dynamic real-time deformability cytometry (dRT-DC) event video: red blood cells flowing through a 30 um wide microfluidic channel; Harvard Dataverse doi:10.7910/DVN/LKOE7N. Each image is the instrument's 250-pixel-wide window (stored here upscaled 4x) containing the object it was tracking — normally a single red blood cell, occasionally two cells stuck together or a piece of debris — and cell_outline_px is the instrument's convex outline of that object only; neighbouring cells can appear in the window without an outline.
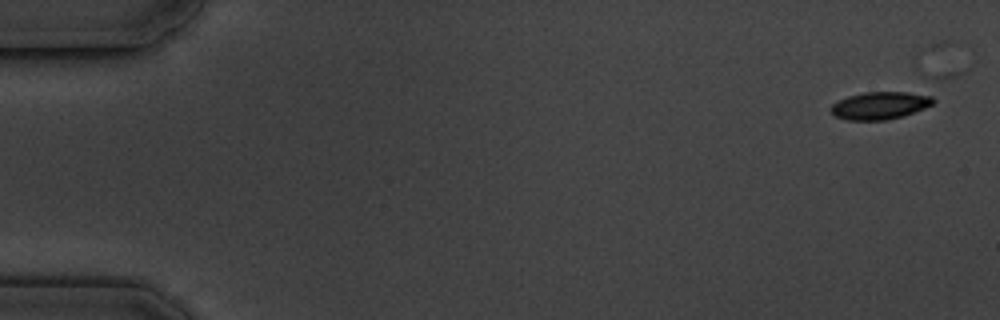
{"species": "common noctule bat (a hibernating species)", "species_latin": "Nyctalus noctula", "temperature_condition": "cold", "stored_images_in_passage": 10, "camera_frame_rate_fps": 3000, "um_per_image_px": 0.085, "animal": {"sex": "male", "body_mass_g": 19.5, "forearm_length_mm": 54.6}, "frame": {"image": 1, "passage_image": 1, "time_ms": 0.0, "image_size_px": [1000, 320], "cell_outline_px": [[936, 100], [932, 104], [924, 108], [904, 116], [884, 120], [848, 120], [836, 116], [832, 112], [832, 104], [848, 96], [864, 92], [908, 92], [932, 96]], "centroid_in_image_um": [74.83, 8.96], "position_along_channel_um": 10.2, "area_um2": 16.24}}
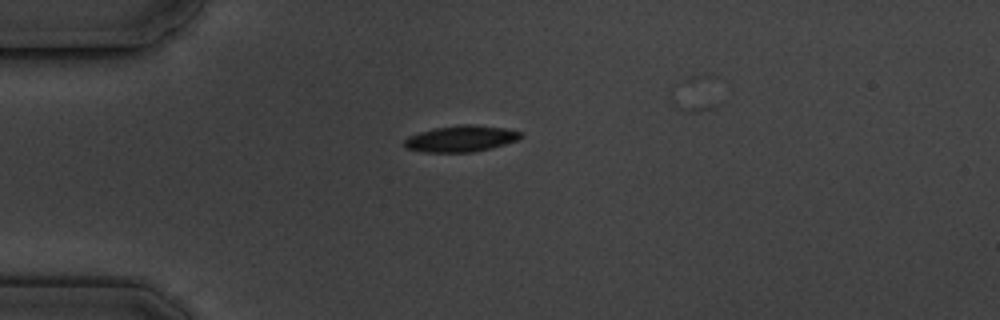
{"frame": {"image": 2, "passage_image": 4, "time_ms": 4.333, "image_size_px": [1000, 320], "cell_outline_px": [[524, 136], [516, 140], [492, 148], [472, 152], [424, 152], [404, 148], [404, 140], [408, 136], [420, 132], [436, 128], [460, 124], [472, 124], [504, 128], [520, 132]], "centroid_in_image_um": [39.16, 11.79], "position_along_channel_um": 45.8, "area_um2": 17.74}}